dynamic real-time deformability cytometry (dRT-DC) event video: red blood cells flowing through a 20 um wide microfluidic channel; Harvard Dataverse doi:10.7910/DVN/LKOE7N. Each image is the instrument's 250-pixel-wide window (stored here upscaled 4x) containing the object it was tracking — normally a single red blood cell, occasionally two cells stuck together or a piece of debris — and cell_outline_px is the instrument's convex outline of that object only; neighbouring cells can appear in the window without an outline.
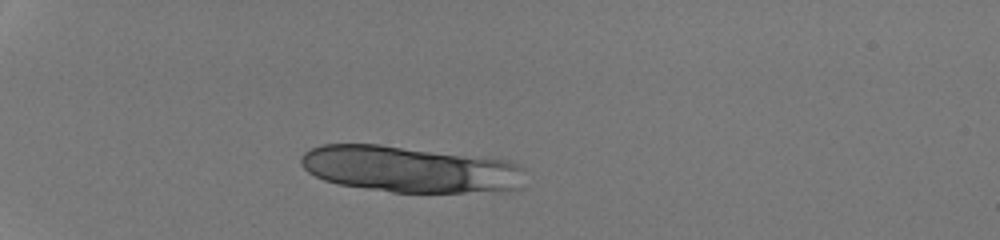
{"species": "human", "species_latin": "Homo sapiens", "temperature_condition": "room temperature", "stored_images_in_passage": 32, "segment_of_instrument_passage": [1, 2], "camera_frame_rate_fps": 3000, "um_per_image_px": 0.085, "donor": {"sex": "male"}, "frame": {"image": 1, "passage_image": 1, "time_ms": 0.0, "image_size_px": [1000, 240], "cell_outline_px": [[524, 188], [508, 192], [392, 192], [336, 184], [324, 180], [308, 172], [300, 164], [300, 156], [304, 152], [312, 148], [324, 144], [380, 144], [512, 160], [524, 168]], "centroid_in_image_um": [34.94, 14.39], "position_along_channel_um": 50.1, "area_um2": 61.56}}